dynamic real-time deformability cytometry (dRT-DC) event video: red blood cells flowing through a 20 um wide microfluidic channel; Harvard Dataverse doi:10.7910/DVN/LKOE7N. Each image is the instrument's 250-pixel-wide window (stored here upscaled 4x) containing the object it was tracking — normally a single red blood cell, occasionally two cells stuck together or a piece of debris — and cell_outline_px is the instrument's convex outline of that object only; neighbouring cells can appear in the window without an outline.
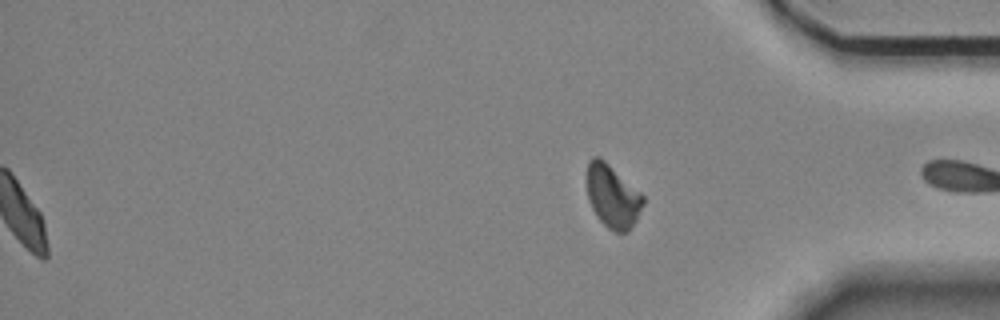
{"species": "Egyptian fruit bat (a non-hibernating species)", "species_latin": "Rousettus aegyptiacus", "temperature_condition": "room temperature", "stored_images_in_passage": 57, "segment_of_instrument_passage": [2, 2], "camera_frame_rate_fps": 3000, "um_per_image_px": 0.085, "animal": {"sex": "female"}, "frame": {"image": 1, "passage_image": 57, "time_ms": 18.667, "image_size_px": [1000, 320], "cell_outline_px": [[644, 204], [636, 220], [628, 232], [616, 232], [608, 228], [596, 216], [588, 200], [588, 160], [592, 156], [600, 156], [640, 192], [644, 196]], "centroid_in_image_um": [52.07, 16.68], "position_along_channel_um": 383.1, "area_um2": 20.52}}